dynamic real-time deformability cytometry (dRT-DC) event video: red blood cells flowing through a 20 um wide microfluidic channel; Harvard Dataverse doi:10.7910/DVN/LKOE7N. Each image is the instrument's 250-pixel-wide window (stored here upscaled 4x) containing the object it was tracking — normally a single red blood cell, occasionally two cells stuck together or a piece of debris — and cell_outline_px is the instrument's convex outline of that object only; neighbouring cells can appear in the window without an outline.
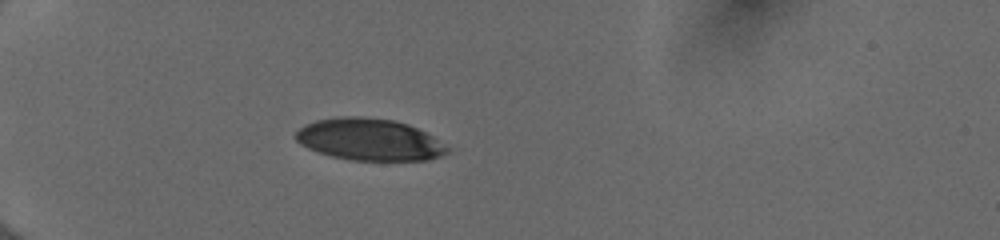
{"species": "human", "species_latin": "Homo sapiens", "temperature_condition": "cold", "stored_images_in_passage": 37, "camera_frame_rate_fps": 3000, "um_per_image_px": 0.085, "donor": {"sex": "female"}, "frame": {"image": 1, "passage_image": 1, "time_ms": 0.0, "image_size_px": [1000, 240], "cell_outline_px": [[448, 152], [440, 156], [428, 160], [348, 160], [332, 156], [308, 148], [300, 144], [292, 136], [304, 124], [316, 120], [336, 116], [360, 116], [392, 120], [408, 124], [432, 136], [448, 148]], "centroid_in_image_um": [31.34, 11.85], "position_along_channel_um": 53.7, "area_um2": 36.88}}
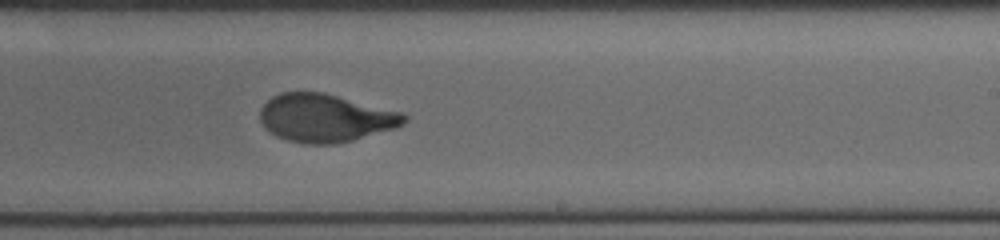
{"frame": {"image": 2, "passage_image": 19, "time_ms": 6.0, "image_size_px": [1000, 240], "cell_outline_px": [[408, 120], [404, 124], [396, 128], [352, 140], [332, 144], [304, 144], [288, 140], [276, 136], [264, 128], [260, 120], [260, 108], [272, 96], [280, 92], [324, 92], [400, 112], [408, 116]], "centroid_in_image_um": [27.63, 10.03], "position_along_channel_um": 261.4, "area_um2": 40.34}}
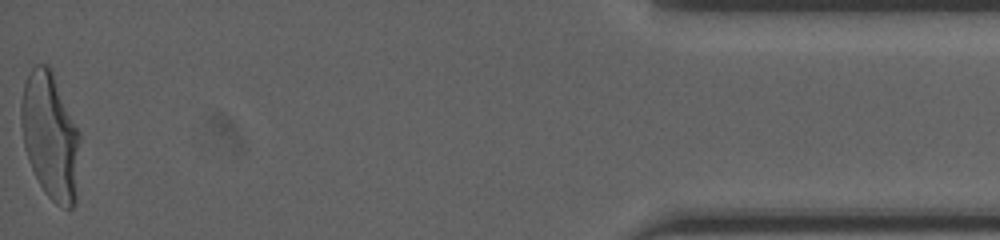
{"frame": {"image": 3, "passage_image": 37, "time_ms": 12.0, "image_size_px": [1000, 240], "cell_outline_px": [[80, 140], [76, 200], [72, 208], [64, 208], [56, 204], [44, 192], [28, 160], [24, 148], [20, 124], [20, 104], [24, 84], [32, 68], [36, 64], [44, 64], [52, 72], [80, 132]], "centroid_in_image_um": [4.27, 11.59], "position_along_channel_um": 430.9, "area_um2": 43.35}, "authors_computed_cell_mechanics": {"area_um2": 40.9224, "velocity_mm_per_s": 3.9921, "shape_relaxation_time_tau1_ms": 3.5291, "shape_relaxation_time_tau2_ms": 0.5709, "deformation_change_tau1": 0.1965, "deformation_change_tau2": 0.0702}}